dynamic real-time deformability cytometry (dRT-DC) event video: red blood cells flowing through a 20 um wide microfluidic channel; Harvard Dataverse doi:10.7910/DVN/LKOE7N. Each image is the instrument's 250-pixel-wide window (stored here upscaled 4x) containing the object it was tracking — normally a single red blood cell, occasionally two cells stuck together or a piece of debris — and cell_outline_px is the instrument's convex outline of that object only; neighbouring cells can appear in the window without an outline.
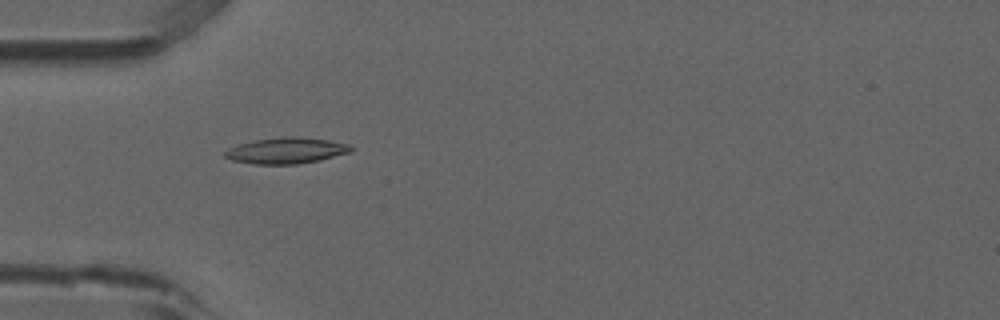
{"species": "common noctule bat (a hibernating species)", "species_latin": "Nyctalus noctula", "temperature_condition": "room temperature", "stored_images_in_passage": 53, "camera_frame_rate_fps": 3000, "um_per_image_px": 0.085, "animal": {"sex": "male", "forearm_length_mm": 52.5}, "frame": {"image": 1, "passage_image": 16, "time_ms": 5.0, "image_size_px": [1000, 320], "cell_outline_px": [[352, 152], [320, 160], [296, 164], [252, 164], [232, 160], [224, 156], [224, 152], [228, 148], [236, 144], [252, 140], [280, 136], [300, 136], [328, 140], [348, 144], [352, 148]], "centroid_in_image_um": [24.3, 12.79], "position_along_channel_um": 60.7, "area_um2": 19.42}}
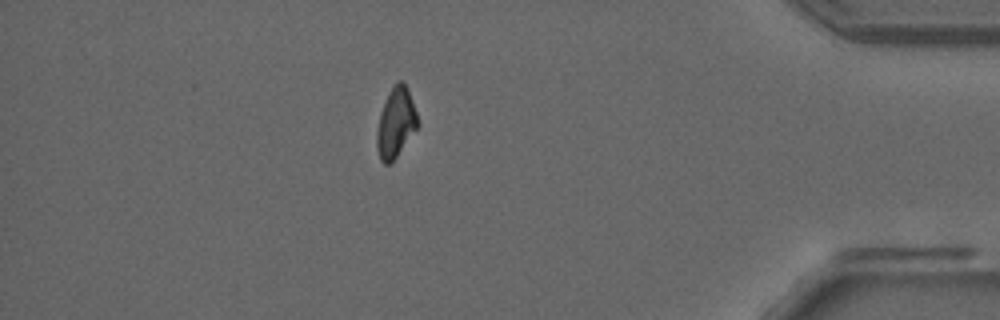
{"frame": {"image": 2, "passage_image": 46, "time_ms": 15.0, "image_size_px": [1000, 320], "cell_outline_px": [[420, 124], [396, 156], [388, 164], [384, 164], [380, 160], [376, 148], [376, 132], [380, 112], [396, 80], [400, 80], [408, 88]], "centroid_in_image_um": [33.63, 10.44], "position_along_channel_um": 401.6, "area_um2": 16.42}}
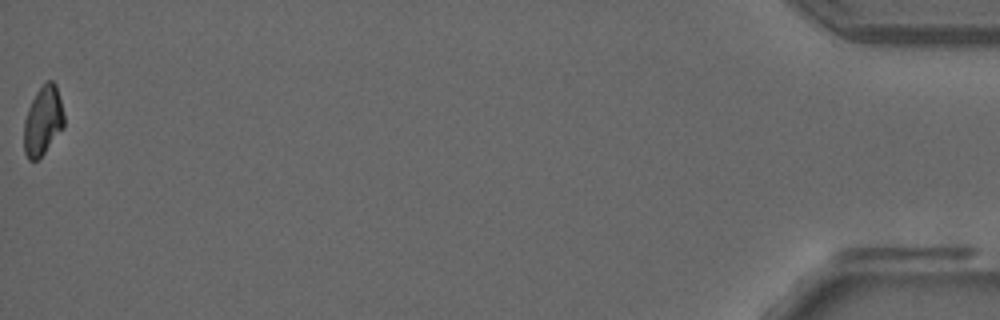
{"frame": {"image": 3, "passage_image": 53, "time_ms": 17.333, "image_size_px": [1000, 320], "cell_outline_px": [[64, 128], [44, 152], [36, 160], [28, 160], [24, 152], [24, 120], [28, 108], [36, 92], [44, 80], [52, 80], [56, 84], [64, 116]], "centroid_in_image_um": [3.64, 10.24], "position_along_channel_um": 431.6, "area_um2": 16.18}, "authors_computed_cell_mechanics": {"area_um2": 17.4556, "velocity_mm_per_s": 3.8509, "shape_relaxation_time_tau1_ms": null, "shape_relaxation_time_tau2_ms": 8.0348, "deformation_change_tau1": null, "deformation_change_tau2": 0.1367}}